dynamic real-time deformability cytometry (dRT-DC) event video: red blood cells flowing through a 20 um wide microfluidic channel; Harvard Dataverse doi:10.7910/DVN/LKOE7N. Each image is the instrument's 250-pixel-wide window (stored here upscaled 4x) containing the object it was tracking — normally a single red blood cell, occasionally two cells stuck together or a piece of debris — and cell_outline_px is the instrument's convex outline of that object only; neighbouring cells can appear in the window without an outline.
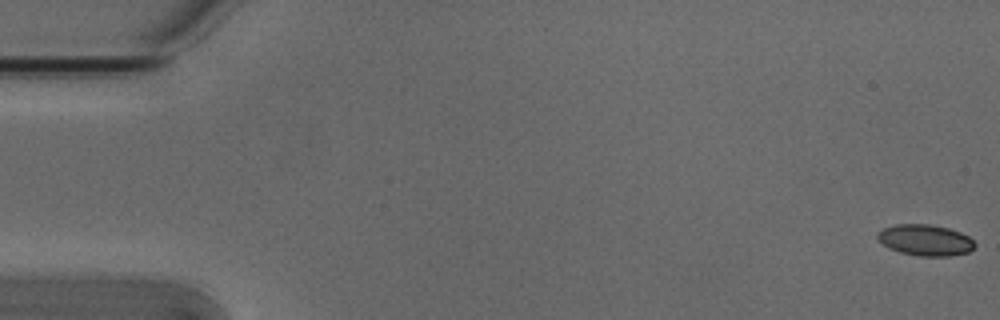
{"species": "Egyptian fruit bat (a non-hibernating species)", "species_latin": "Rousettus aegyptiacus", "temperature_condition": "cold", "stored_images_in_passage": 16, "camera_frame_rate_fps": 3000, "um_per_image_px": 0.085, "animal": {"sex": "male"}, "frame": {"image": 1, "passage_image": 1, "time_ms": 0.0, "image_size_px": [1000, 320], "cell_outline_px": [[976, 244], [968, 252], [952, 256], [920, 256], [900, 252], [888, 248], [876, 236], [884, 228], [896, 224], [928, 224], [948, 228], [960, 232], [968, 236]], "centroid_in_image_um": [78.67, 20.41], "position_along_channel_um": 6.3, "area_um2": 17.46}}
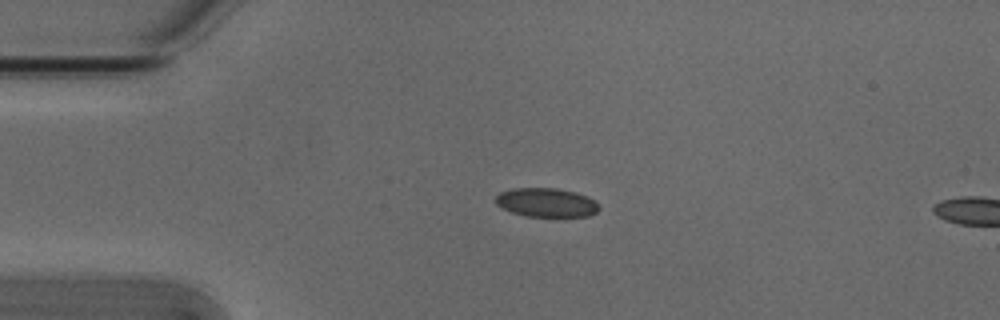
{"frame": {"image": 2, "passage_image": 13, "time_ms": 4.0, "image_size_px": [1000, 320], "cell_outline_px": [[600, 208], [596, 212], [588, 216], [524, 216], [512, 212], [496, 204], [496, 196], [500, 192], [512, 188], [556, 188], [576, 192], [588, 196]], "centroid_in_image_um": [46.43, 17.2], "position_along_channel_um": 38.6, "area_um2": 17.28}}